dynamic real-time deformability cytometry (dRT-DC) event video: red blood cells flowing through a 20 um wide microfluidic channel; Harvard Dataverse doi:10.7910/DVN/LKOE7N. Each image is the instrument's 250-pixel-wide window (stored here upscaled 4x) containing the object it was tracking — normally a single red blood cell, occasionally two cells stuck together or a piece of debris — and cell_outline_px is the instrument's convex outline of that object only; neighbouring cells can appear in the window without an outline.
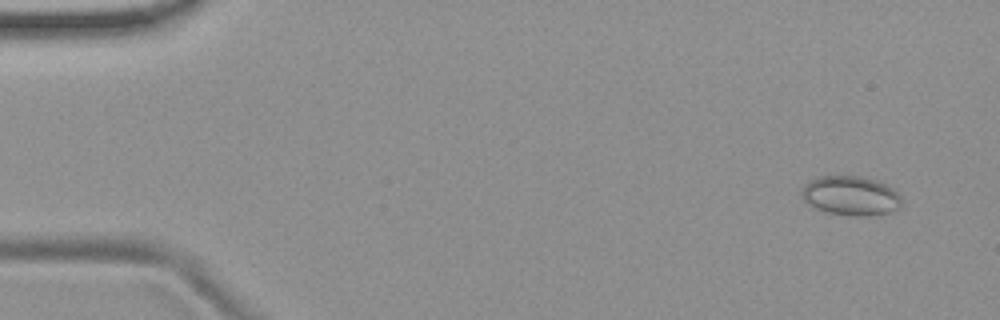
{"species": "common noctule bat (a hibernating species)", "species_latin": "Nyctalus noctula", "temperature_condition": "room temperature", "stored_images_in_passage": 55, "camera_frame_rate_fps": 3000, "um_per_image_px": 0.085, "animal": {"sex": "female", "body_mass_g": 19.9}, "frame": {"image": 1, "passage_image": 4, "time_ms": 1.0, "image_size_px": [1000, 320], "cell_outline_px": [[900, 208], [888, 212], [868, 216], [856, 216], [828, 212], [816, 208], [808, 204], [800, 196], [800, 192], [812, 180], [820, 176], [860, 176], [876, 180], [892, 188], [900, 196]], "centroid_in_image_um": [72.31, 16.64], "position_along_channel_um": 12.7, "area_um2": 22.6}}
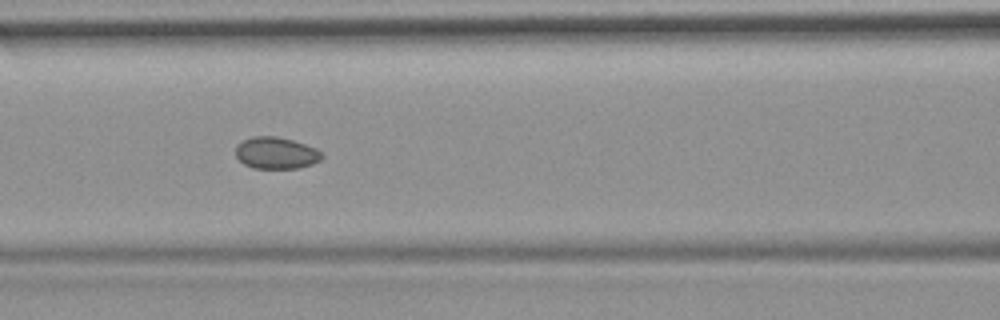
{"frame": {"image": 2, "passage_image": 24, "time_ms": 7.667, "image_size_px": [1000, 320], "cell_outline_px": [[324, 156], [320, 160], [312, 164], [300, 168], [252, 168], [244, 164], [236, 156], [236, 144], [252, 136], [276, 136], [292, 140], [316, 148]], "centroid_in_image_um": [23.46, 13.0], "position_along_channel_um": 143.1, "area_um2": 15.95}}
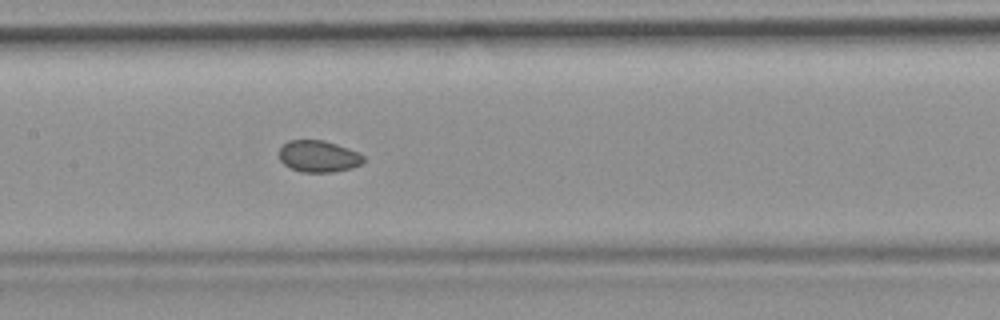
{"frame": {"image": 3, "passage_image": 27, "time_ms": 8.667, "image_size_px": [1000, 320], "cell_outline_px": [[364, 160], [360, 164], [352, 168], [332, 172], [300, 172], [284, 164], [280, 160], [280, 148], [288, 140], [324, 140], [348, 148], [364, 156]], "centroid_in_image_um": [27.07, 13.29], "position_along_channel_um": 180.3, "area_um2": 15.43}, "authors_computed_cell_mechanics": {"area_um2": 16.762, "velocity_mm_per_s": 3.7352, "shape_relaxation_time_tau1_ms": null, "shape_relaxation_time_tau2_ms": 2.5632, "deformation_change_tau1": null, "deformation_change_tau2": 0.042}}